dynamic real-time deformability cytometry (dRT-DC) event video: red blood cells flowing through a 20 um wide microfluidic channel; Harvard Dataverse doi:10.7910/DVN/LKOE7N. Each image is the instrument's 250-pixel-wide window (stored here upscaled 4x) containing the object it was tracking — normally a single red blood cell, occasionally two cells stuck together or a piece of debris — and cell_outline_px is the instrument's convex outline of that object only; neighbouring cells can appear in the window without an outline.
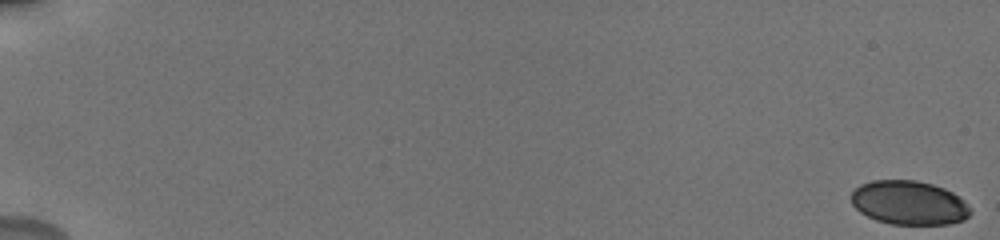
{"species": "human", "species_latin": "Homo sapiens", "temperature_condition": "cold", "stored_images_in_passage": 21, "camera_frame_rate_fps": 3000, "um_per_image_px": 0.085, "donor": {"sex": "male"}, "frame": {"image": 1, "passage_image": 1, "time_ms": 0.0, "image_size_px": [1000, 240], "cell_outline_px": [[972, 212], [964, 220], [948, 224], [892, 224], [876, 220], [860, 212], [852, 204], [852, 192], [860, 184], [872, 180], [916, 180], [932, 184], [944, 188], [960, 196], [972, 208]], "centroid_in_image_um": [77.3, 17.23], "position_along_channel_um": 7.7, "area_um2": 30.69}}
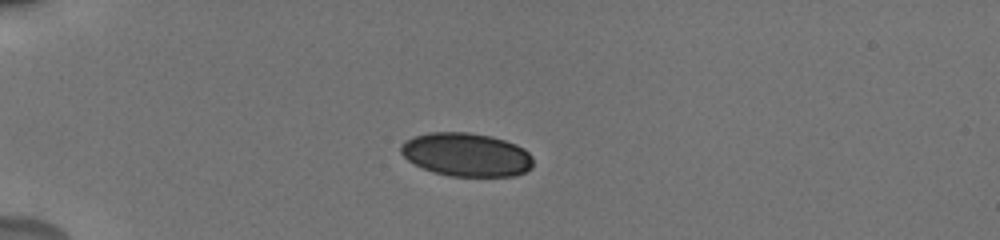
{"frame": {"image": 2, "passage_image": 16, "time_ms": 5.333, "image_size_px": [1000, 240], "cell_outline_px": [[532, 168], [516, 176], [452, 176], [432, 172], [408, 160], [400, 152], [400, 144], [404, 140], [412, 136], [428, 132], [468, 132], [492, 136], [516, 144], [524, 148], [532, 156]], "centroid_in_image_um": [39.63, 13.13], "position_along_channel_um": 45.4, "area_um2": 33.76}}
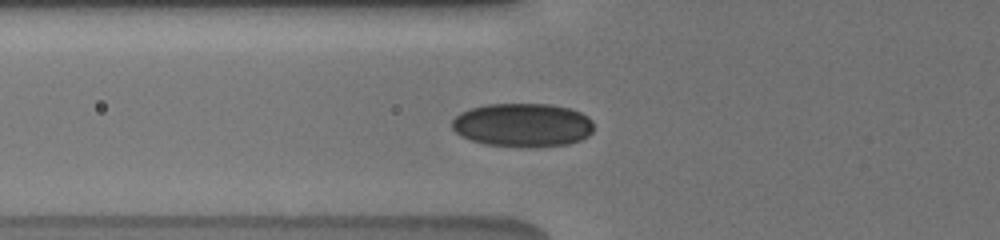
{"frame": {"image": 3, "passage_image": 21, "time_ms": 7.333, "image_size_px": [1000, 240], "cell_outline_px": [[592, 132], [588, 136], [580, 140], [568, 144], [484, 144], [460, 136], [452, 128], [452, 120], [460, 112], [484, 104], [552, 104], [568, 108], [580, 112], [588, 116], [592, 120]], "centroid_in_image_um": [44.41, 10.57], "position_along_channel_um": 81.4, "area_um2": 35.14}}